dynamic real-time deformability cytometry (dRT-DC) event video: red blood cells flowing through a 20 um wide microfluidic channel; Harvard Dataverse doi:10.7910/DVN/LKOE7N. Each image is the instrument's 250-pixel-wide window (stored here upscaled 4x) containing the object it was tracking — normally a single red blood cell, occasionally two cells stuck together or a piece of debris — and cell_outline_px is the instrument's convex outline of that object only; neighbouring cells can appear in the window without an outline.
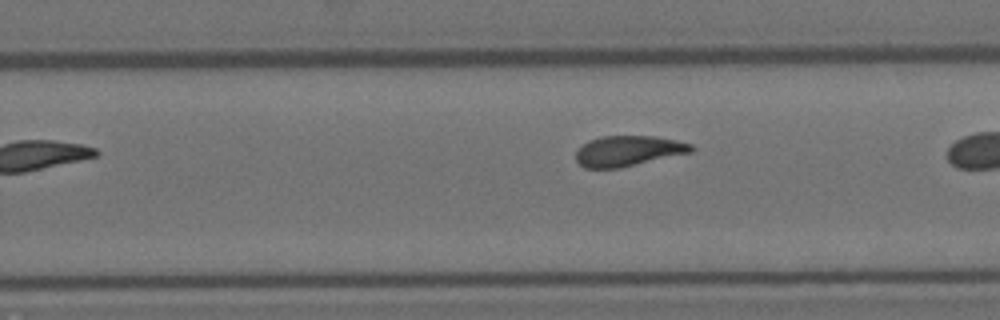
{"species": "Egyptian fruit bat (a non-hibernating species)", "species_latin": "Rousettus aegyptiacus", "temperature_condition": "room temperature", "stored_images_in_passage": 11, "camera_frame_rate_fps": 3000, "um_per_image_px": 0.085, "animal": {"sex": "female"}, "frame": {"image": 1, "passage_image": 11, "time_ms": 3.333, "image_size_px": [1000, 320], "cell_outline_px": [[696, 148], [692, 152], [620, 168], [584, 168], [576, 160], [576, 152], [588, 140], [604, 136], [652, 136], [676, 140], [692, 144]], "centroid_in_image_um": [53.42, 12.83], "position_along_channel_um": 276.4, "area_um2": 20.4}}